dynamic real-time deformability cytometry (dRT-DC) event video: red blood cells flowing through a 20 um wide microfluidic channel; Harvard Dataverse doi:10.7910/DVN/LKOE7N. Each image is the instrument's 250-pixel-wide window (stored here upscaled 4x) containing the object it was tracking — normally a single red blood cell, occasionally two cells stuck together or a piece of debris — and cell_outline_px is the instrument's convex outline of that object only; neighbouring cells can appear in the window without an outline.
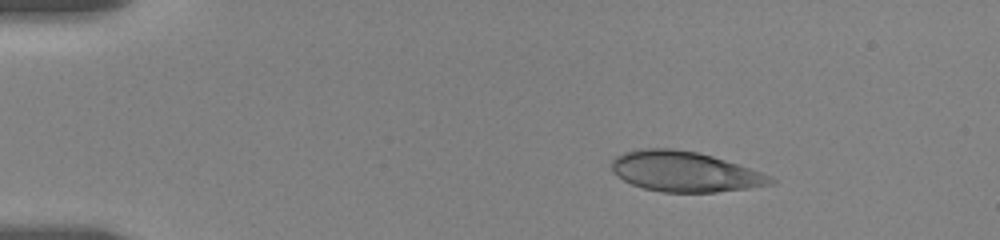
{"species": "human", "species_latin": "Homo sapiens", "temperature_condition": "room temperature", "stored_images_in_passage": 11, "camera_frame_rate_fps": 3000, "um_per_image_px": 0.085, "donor": {"sex": "female"}, "frame": {"image": 1, "passage_image": 1, "time_ms": 0.0, "image_size_px": [1000, 240], "cell_outline_px": [[776, 184], [748, 188], [716, 192], [664, 192], [644, 188], [632, 184], [616, 176], [612, 172], [612, 160], [616, 156], [624, 152], [644, 148], [672, 148], [696, 152], [712, 156], [772, 176], [776, 180]], "centroid_in_image_um": [58.19, 14.59], "position_along_channel_um": 26.8, "area_um2": 37.11}}
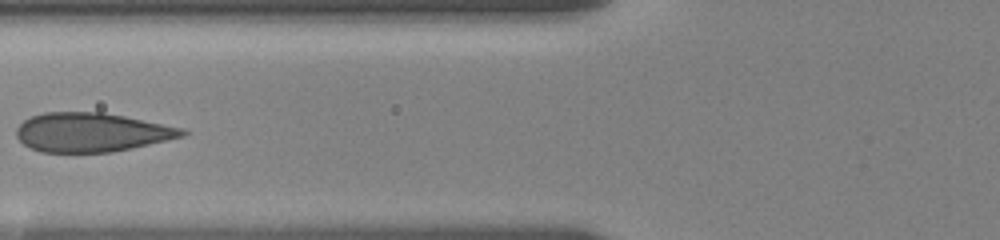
{"frame": {"image": 2, "passage_image": 8, "time_ms": 4.667, "image_size_px": [1000, 240], "cell_outline_px": [[188, 132], [184, 136], [168, 140], [112, 152], [40, 152], [24, 144], [16, 136], [16, 128], [24, 120], [32, 116], [44, 112], [104, 112], [184, 128]], "centroid_in_image_um": [7.78, 11.24], "position_along_channel_um": 118.0, "area_um2": 37.63}}
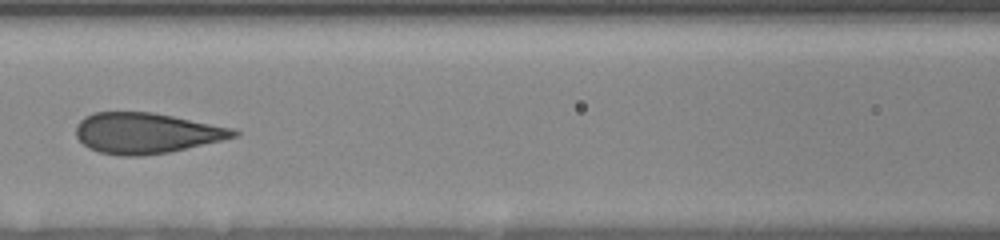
{"frame": {"image": 3, "passage_image": 10, "time_ms": 5.667, "image_size_px": [1000, 240], "cell_outline_px": [[240, 132], [236, 136], [220, 140], [168, 152], [140, 156], [120, 156], [100, 152], [88, 148], [76, 136], [76, 124], [84, 116], [92, 112], [152, 112], [232, 128]], "centroid_in_image_um": [12.36, 11.31], "position_along_channel_um": 154.2, "area_um2": 36.99}}